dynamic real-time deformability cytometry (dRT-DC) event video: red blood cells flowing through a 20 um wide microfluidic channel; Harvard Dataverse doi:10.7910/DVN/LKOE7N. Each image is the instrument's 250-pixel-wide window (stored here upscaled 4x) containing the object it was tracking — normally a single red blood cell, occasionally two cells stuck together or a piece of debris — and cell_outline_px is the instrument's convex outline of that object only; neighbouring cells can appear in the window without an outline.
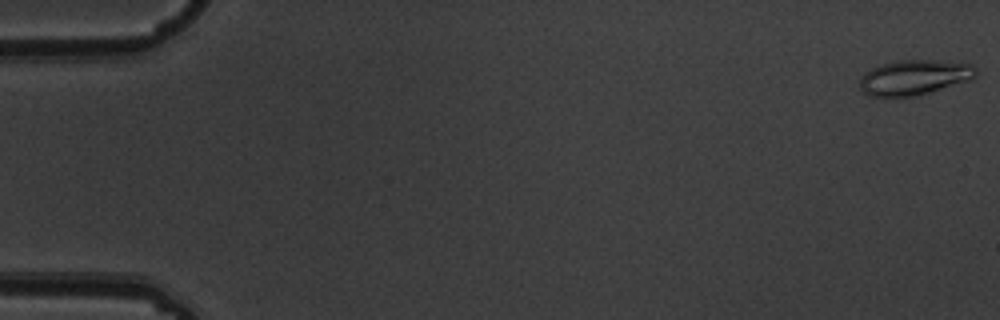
{"species": "common noctule bat (a hibernating species)", "species_latin": "Nyctalus noctula", "temperature_condition": "warm", "stored_images_in_passage": 8, "camera_frame_rate_fps": 3000, "um_per_image_px": 0.085, "animal": {"sex": "male", "body_mass_g": 19.5, "forearm_length_mm": 54.6}, "frame": {"image": 1, "passage_image": 1, "time_ms": 0.0, "image_size_px": [1000, 320], "cell_outline_px": [[976, 76], [972, 80], [916, 96], [896, 100], [868, 96], [860, 88], [860, 80], [864, 72], [880, 64], [896, 60], [932, 60], [972, 64], [976, 68]], "centroid_in_image_um": [77.67, 6.62], "position_along_channel_um": 7.3, "area_um2": 24.51}}
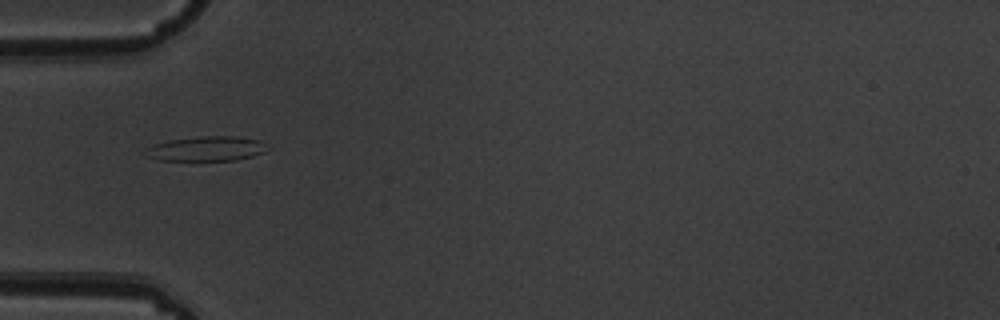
{"frame": {"image": 2, "passage_image": 6, "time_ms": 1.667, "image_size_px": [1000, 320], "cell_outline_px": [[272, 148], [264, 152], [252, 156], [236, 160], [156, 160], [144, 156], [144, 148], [168, 140], [200, 136], [236, 136], [260, 140]], "centroid_in_image_um": [17.55, 12.64], "position_along_channel_um": 67.5, "area_um2": 17.8}}
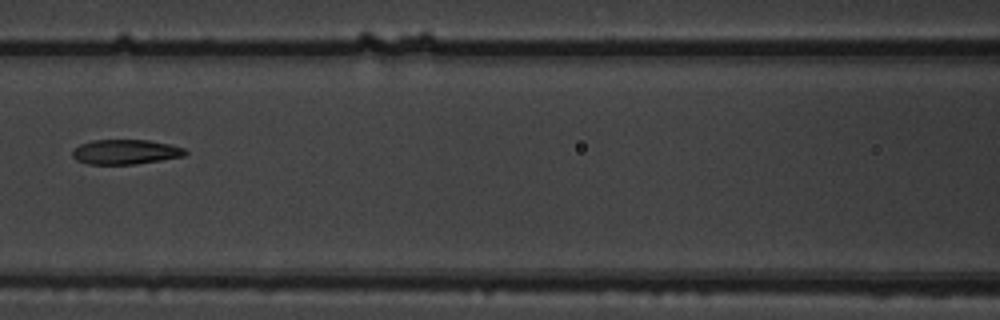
{"frame": {"image": 3, "passage_image": 8, "time_ms": 2.333, "image_size_px": [1000, 320], "cell_outline_px": [[188, 152], [184, 156], [136, 164], [88, 164], [76, 160], [72, 156], [72, 148], [80, 144], [92, 140], [148, 140], [168, 144], [184, 148]], "centroid_in_image_um": [10.63, 12.91], "position_along_channel_um": 156.0, "area_um2": 16.3}}